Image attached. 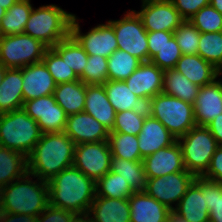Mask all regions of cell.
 I'll use <instances>...</instances> for the list:
<instances>
[{
	"instance_id": "6da1fadb",
	"label": "cell",
	"mask_w": 222,
	"mask_h": 222,
	"mask_svg": "<svg viewBox=\"0 0 222 222\" xmlns=\"http://www.w3.org/2000/svg\"><path fill=\"white\" fill-rule=\"evenodd\" d=\"M47 183L50 205L77 215L88 213L96 196V182L81 170L68 167Z\"/></svg>"
},
{
	"instance_id": "7a4b0ae2",
	"label": "cell",
	"mask_w": 222,
	"mask_h": 222,
	"mask_svg": "<svg viewBox=\"0 0 222 222\" xmlns=\"http://www.w3.org/2000/svg\"><path fill=\"white\" fill-rule=\"evenodd\" d=\"M74 149V141L64 132L42 134L27 157V172L48 182L73 166Z\"/></svg>"
},
{
	"instance_id": "3957f363",
	"label": "cell",
	"mask_w": 222,
	"mask_h": 222,
	"mask_svg": "<svg viewBox=\"0 0 222 222\" xmlns=\"http://www.w3.org/2000/svg\"><path fill=\"white\" fill-rule=\"evenodd\" d=\"M1 189L4 212L38 216L49 205L47 181L29 172Z\"/></svg>"
},
{
	"instance_id": "277c9868",
	"label": "cell",
	"mask_w": 222,
	"mask_h": 222,
	"mask_svg": "<svg viewBox=\"0 0 222 222\" xmlns=\"http://www.w3.org/2000/svg\"><path fill=\"white\" fill-rule=\"evenodd\" d=\"M73 16L55 4L33 7L24 34L38 39L48 48L54 47L70 35Z\"/></svg>"
},
{
	"instance_id": "5b68a950",
	"label": "cell",
	"mask_w": 222,
	"mask_h": 222,
	"mask_svg": "<svg viewBox=\"0 0 222 222\" xmlns=\"http://www.w3.org/2000/svg\"><path fill=\"white\" fill-rule=\"evenodd\" d=\"M41 135L38 123L22 108L0 114V146L28 157Z\"/></svg>"
},
{
	"instance_id": "8992f818",
	"label": "cell",
	"mask_w": 222,
	"mask_h": 222,
	"mask_svg": "<svg viewBox=\"0 0 222 222\" xmlns=\"http://www.w3.org/2000/svg\"><path fill=\"white\" fill-rule=\"evenodd\" d=\"M148 114L158 119L177 139L196 126L193 104L165 95L152 97L146 104Z\"/></svg>"
},
{
	"instance_id": "52a82bcc",
	"label": "cell",
	"mask_w": 222,
	"mask_h": 222,
	"mask_svg": "<svg viewBox=\"0 0 222 222\" xmlns=\"http://www.w3.org/2000/svg\"><path fill=\"white\" fill-rule=\"evenodd\" d=\"M182 149L184 165L195 176H202L209 167L217 140L206 126H195L177 139Z\"/></svg>"
},
{
	"instance_id": "ba28073f",
	"label": "cell",
	"mask_w": 222,
	"mask_h": 222,
	"mask_svg": "<svg viewBox=\"0 0 222 222\" xmlns=\"http://www.w3.org/2000/svg\"><path fill=\"white\" fill-rule=\"evenodd\" d=\"M38 39L27 34L0 37V62L6 68L21 69L41 62L47 50Z\"/></svg>"
},
{
	"instance_id": "9c48e42d",
	"label": "cell",
	"mask_w": 222,
	"mask_h": 222,
	"mask_svg": "<svg viewBox=\"0 0 222 222\" xmlns=\"http://www.w3.org/2000/svg\"><path fill=\"white\" fill-rule=\"evenodd\" d=\"M118 20H109L113 26L118 49L123 50L142 62L149 61L147 31L134 10H129Z\"/></svg>"
},
{
	"instance_id": "30bf717a",
	"label": "cell",
	"mask_w": 222,
	"mask_h": 222,
	"mask_svg": "<svg viewBox=\"0 0 222 222\" xmlns=\"http://www.w3.org/2000/svg\"><path fill=\"white\" fill-rule=\"evenodd\" d=\"M195 178L196 176L187 170L147 178L145 192L173 211Z\"/></svg>"
},
{
	"instance_id": "8fae6325",
	"label": "cell",
	"mask_w": 222,
	"mask_h": 222,
	"mask_svg": "<svg viewBox=\"0 0 222 222\" xmlns=\"http://www.w3.org/2000/svg\"><path fill=\"white\" fill-rule=\"evenodd\" d=\"M77 20L79 21L74 14L70 26V35L88 55H101L108 58L118 49L113 26L108 21L105 24L94 26L84 34Z\"/></svg>"
},
{
	"instance_id": "7c38bea8",
	"label": "cell",
	"mask_w": 222,
	"mask_h": 222,
	"mask_svg": "<svg viewBox=\"0 0 222 222\" xmlns=\"http://www.w3.org/2000/svg\"><path fill=\"white\" fill-rule=\"evenodd\" d=\"M112 154L108 141L75 145L73 166L95 182L110 171Z\"/></svg>"
},
{
	"instance_id": "4fadbf2b",
	"label": "cell",
	"mask_w": 222,
	"mask_h": 222,
	"mask_svg": "<svg viewBox=\"0 0 222 222\" xmlns=\"http://www.w3.org/2000/svg\"><path fill=\"white\" fill-rule=\"evenodd\" d=\"M140 17L147 32H174L184 21L171 0H141Z\"/></svg>"
},
{
	"instance_id": "5bb4252c",
	"label": "cell",
	"mask_w": 222,
	"mask_h": 222,
	"mask_svg": "<svg viewBox=\"0 0 222 222\" xmlns=\"http://www.w3.org/2000/svg\"><path fill=\"white\" fill-rule=\"evenodd\" d=\"M22 109L38 123L42 134L64 132L67 115L53 94L24 101Z\"/></svg>"
},
{
	"instance_id": "9a60e30c",
	"label": "cell",
	"mask_w": 222,
	"mask_h": 222,
	"mask_svg": "<svg viewBox=\"0 0 222 222\" xmlns=\"http://www.w3.org/2000/svg\"><path fill=\"white\" fill-rule=\"evenodd\" d=\"M164 70L151 61L141 65L125 80L131 92L138 96L145 104L163 90Z\"/></svg>"
},
{
	"instance_id": "2e32d148",
	"label": "cell",
	"mask_w": 222,
	"mask_h": 222,
	"mask_svg": "<svg viewBox=\"0 0 222 222\" xmlns=\"http://www.w3.org/2000/svg\"><path fill=\"white\" fill-rule=\"evenodd\" d=\"M142 163L147 178L186 171L181 145L178 141L146 156L142 159Z\"/></svg>"
},
{
	"instance_id": "e0dca14e",
	"label": "cell",
	"mask_w": 222,
	"mask_h": 222,
	"mask_svg": "<svg viewBox=\"0 0 222 222\" xmlns=\"http://www.w3.org/2000/svg\"><path fill=\"white\" fill-rule=\"evenodd\" d=\"M109 130L91 115L81 112L67 116L64 133L75 145L88 142L108 141Z\"/></svg>"
},
{
	"instance_id": "ac0fdd59",
	"label": "cell",
	"mask_w": 222,
	"mask_h": 222,
	"mask_svg": "<svg viewBox=\"0 0 222 222\" xmlns=\"http://www.w3.org/2000/svg\"><path fill=\"white\" fill-rule=\"evenodd\" d=\"M219 79V80H218ZM194 117L197 126H207L219 114H222V79L200 87L193 103Z\"/></svg>"
},
{
	"instance_id": "d6986e66",
	"label": "cell",
	"mask_w": 222,
	"mask_h": 222,
	"mask_svg": "<svg viewBox=\"0 0 222 222\" xmlns=\"http://www.w3.org/2000/svg\"><path fill=\"white\" fill-rule=\"evenodd\" d=\"M24 101L52 95L57 86L43 61L22 68Z\"/></svg>"
},
{
	"instance_id": "ffe728a7",
	"label": "cell",
	"mask_w": 222,
	"mask_h": 222,
	"mask_svg": "<svg viewBox=\"0 0 222 222\" xmlns=\"http://www.w3.org/2000/svg\"><path fill=\"white\" fill-rule=\"evenodd\" d=\"M176 141L177 138L158 119L149 114L146 116L142 130L138 134V148L142 159Z\"/></svg>"
},
{
	"instance_id": "44dd1931",
	"label": "cell",
	"mask_w": 222,
	"mask_h": 222,
	"mask_svg": "<svg viewBox=\"0 0 222 222\" xmlns=\"http://www.w3.org/2000/svg\"><path fill=\"white\" fill-rule=\"evenodd\" d=\"M87 216L90 222H130L129 198L95 196Z\"/></svg>"
},
{
	"instance_id": "7402d4cb",
	"label": "cell",
	"mask_w": 222,
	"mask_h": 222,
	"mask_svg": "<svg viewBox=\"0 0 222 222\" xmlns=\"http://www.w3.org/2000/svg\"><path fill=\"white\" fill-rule=\"evenodd\" d=\"M130 222H164L171 210L145 191L134 192L129 197Z\"/></svg>"
},
{
	"instance_id": "603a6c76",
	"label": "cell",
	"mask_w": 222,
	"mask_h": 222,
	"mask_svg": "<svg viewBox=\"0 0 222 222\" xmlns=\"http://www.w3.org/2000/svg\"><path fill=\"white\" fill-rule=\"evenodd\" d=\"M173 211L188 222H209V210L201 193V176H196Z\"/></svg>"
},
{
	"instance_id": "cb8c5ba5",
	"label": "cell",
	"mask_w": 222,
	"mask_h": 222,
	"mask_svg": "<svg viewBox=\"0 0 222 222\" xmlns=\"http://www.w3.org/2000/svg\"><path fill=\"white\" fill-rule=\"evenodd\" d=\"M83 112L91 115L109 131L113 129L116 111L108 100L103 84L86 85Z\"/></svg>"
},
{
	"instance_id": "d4e9b609",
	"label": "cell",
	"mask_w": 222,
	"mask_h": 222,
	"mask_svg": "<svg viewBox=\"0 0 222 222\" xmlns=\"http://www.w3.org/2000/svg\"><path fill=\"white\" fill-rule=\"evenodd\" d=\"M175 69L199 87L211 84L220 77L219 70L198 54L182 55Z\"/></svg>"
},
{
	"instance_id": "484cf974",
	"label": "cell",
	"mask_w": 222,
	"mask_h": 222,
	"mask_svg": "<svg viewBox=\"0 0 222 222\" xmlns=\"http://www.w3.org/2000/svg\"><path fill=\"white\" fill-rule=\"evenodd\" d=\"M22 68H7L0 84V114L23 107Z\"/></svg>"
},
{
	"instance_id": "4316f807",
	"label": "cell",
	"mask_w": 222,
	"mask_h": 222,
	"mask_svg": "<svg viewBox=\"0 0 222 222\" xmlns=\"http://www.w3.org/2000/svg\"><path fill=\"white\" fill-rule=\"evenodd\" d=\"M53 95L67 116L81 113L85 107L86 84L81 80L61 83L56 86Z\"/></svg>"
},
{
	"instance_id": "83f0119b",
	"label": "cell",
	"mask_w": 222,
	"mask_h": 222,
	"mask_svg": "<svg viewBox=\"0 0 222 222\" xmlns=\"http://www.w3.org/2000/svg\"><path fill=\"white\" fill-rule=\"evenodd\" d=\"M199 90L200 87L198 85L192 83L176 69H168L164 71L163 94L193 104L197 98Z\"/></svg>"
},
{
	"instance_id": "f1b7e54d",
	"label": "cell",
	"mask_w": 222,
	"mask_h": 222,
	"mask_svg": "<svg viewBox=\"0 0 222 222\" xmlns=\"http://www.w3.org/2000/svg\"><path fill=\"white\" fill-rule=\"evenodd\" d=\"M108 100L116 112L147 109L146 104L134 93L125 81H110L103 84Z\"/></svg>"
},
{
	"instance_id": "f546056e",
	"label": "cell",
	"mask_w": 222,
	"mask_h": 222,
	"mask_svg": "<svg viewBox=\"0 0 222 222\" xmlns=\"http://www.w3.org/2000/svg\"><path fill=\"white\" fill-rule=\"evenodd\" d=\"M31 0H18L5 13L0 22V37L23 34L33 9Z\"/></svg>"
},
{
	"instance_id": "4dcf8cb0",
	"label": "cell",
	"mask_w": 222,
	"mask_h": 222,
	"mask_svg": "<svg viewBox=\"0 0 222 222\" xmlns=\"http://www.w3.org/2000/svg\"><path fill=\"white\" fill-rule=\"evenodd\" d=\"M27 172V157L0 146V187H4Z\"/></svg>"
},
{
	"instance_id": "1f68e13d",
	"label": "cell",
	"mask_w": 222,
	"mask_h": 222,
	"mask_svg": "<svg viewBox=\"0 0 222 222\" xmlns=\"http://www.w3.org/2000/svg\"><path fill=\"white\" fill-rule=\"evenodd\" d=\"M110 171L121 175V178L126 180L135 192L145 191L147 177L142 161L112 157Z\"/></svg>"
},
{
	"instance_id": "d6a6232c",
	"label": "cell",
	"mask_w": 222,
	"mask_h": 222,
	"mask_svg": "<svg viewBox=\"0 0 222 222\" xmlns=\"http://www.w3.org/2000/svg\"><path fill=\"white\" fill-rule=\"evenodd\" d=\"M52 48L75 71L78 77L83 74L84 67L87 65L88 54L71 35Z\"/></svg>"
},
{
	"instance_id": "836d02e7",
	"label": "cell",
	"mask_w": 222,
	"mask_h": 222,
	"mask_svg": "<svg viewBox=\"0 0 222 222\" xmlns=\"http://www.w3.org/2000/svg\"><path fill=\"white\" fill-rule=\"evenodd\" d=\"M141 63L140 59L123 50L117 49L107 60L108 80L125 81Z\"/></svg>"
},
{
	"instance_id": "e575fe53",
	"label": "cell",
	"mask_w": 222,
	"mask_h": 222,
	"mask_svg": "<svg viewBox=\"0 0 222 222\" xmlns=\"http://www.w3.org/2000/svg\"><path fill=\"white\" fill-rule=\"evenodd\" d=\"M108 144L112 157H118L129 161H142L138 148V136L109 132Z\"/></svg>"
},
{
	"instance_id": "d590c367",
	"label": "cell",
	"mask_w": 222,
	"mask_h": 222,
	"mask_svg": "<svg viewBox=\"0 0 222 222\" xmlns=\"http://www.w3.org/2000/svg\"><path fill=\"white\" fill-rule=\"evenodd\" d=\"M96 196L106 198H129L135 191L129 183L121 178V175L107 172L102 178L96 181Z\"/></svg>"
},
{
	"instance_id": "8d00e7d4",
	"label": "cell",
	"mask_w": 222,
	"mask_h": 222,
	"mask_svg": "<svg viewBox=\"0 0 222 222\" xmlns=\"http://www.w3.org/2000/svg\"><path fill=\"white\" fill-rule=\"evenodd\" d=\"M197 54L220 70L222 67V31L201 33Z\"/></svg>"
},
{
	"instance_id": "74e56055",
	"label": "cell",
	"mask_w": 222,
	"mask_h": 222,
	"mask_svg": "<svg viewBox=\"0 0 222 222\" xmlns=\"http://www.w3.org/2000/svg\"><path fill=\"white\" fill-rule=\"evenodd\" d=\"M56 84L80 80L75 71L70 68L61 56L51 47L47 48L42 60Z\"/></svg>"
},
{
	"instance_id": "f35d334b",
	"label": "cell",
	"mask_w": 222,
	"mask_h": 222,
	"mask_svg": "<svg viewBox=\"0 0 222 222\" xmlns=\"http://www.w3.org/2000/svg\"><path fill=\"white\" fill-rule=\"evenodd\" d=\"M147 115V109L116 112L115 123L110 132L138 136L142 130V126Z\"/></svg>"
},
{
	"instance_id": "ab89813d",
	"label": "cell",
	"mask_w": 222,
	"mask_h": 222,
	"mask_svg": "<svg viewBox=\"0 0 222 222\" xmlns=\"http://www.w3.org/2000/svg\"><path fill=\"white\" fill-rule=\"evenodd\" d=\"M201 193L209 210V222H222V184L201 176Z\"/></svg>"
},
{
	"instance_id": "60d3db41",
	"label": "cell",
	"mask_w": 222,
	"mask_h": 222,
	"mask_svg": "<svg viewBox=\"0 0 222 222\" xmlns=\"http://www.w3.org/2000/svg\"><path fill=\"white\" fill-rule=\"evenodd\" d=\"M108 58L101 55H88L87 65L79 77L86 85L104 84L108 81Z\"/></svg>"
},
{
	"instance_id": "b9f144b4",
	"label": "cell",
	"mask_w": 222,
	"mask_h": 222,
	"mask_svg": "<svg viewBox=\"0 0 222 222\" xmlns=\"http://www.w3.org/2000/svg\"><path fill=\"white\" fill-rule=\"evenodd\" d=\"M201 32L189 20H184L174 31L182 55L197 54Z\"/></svg>"
},
{
	"instance_id": "7bdbcfd3",
	"label": "cell",
	"mask_w": 222,
	"mask_h": 222,
	"mask_svg": "<svg viewBox=\"0 0 222 222\" xmlns=\"http://www.w3.org/2000/svg\"><path fill=\"white\" fill-rule=\"evenodd\" d=\"M189 21L201 33L222 31V14L210 4L201 8Z\"/></svg>"
},
{
	"instance_id": "ee69618b",
	"label": "cell",
	"mask_w": 222,
	"mask_h": 222,
	"mask_svg": "<svg viewBox=\"0 0 222 222\" xmlns=\"http://www.w3.org/2000/svg\"><path fill=\"white\" fill-rule=\"evenodd\" d=\"M181 56L182 52L173 36L150 61L165 71L175 69Z\"/></svg>"
},
{
	"instance_id": "f6af8a7d",
	"label": "cell",
	"mask_w": 222,
	"mask_h": 222,
	"mask_svg": "<svg viewBox=\"0 0 222 222\" xmlns=\"http://www.w3.org/2000/svg\"><path fill=\"white\" fill-rule=\"evenodd\" d=\"M77 214L62 208L48 205L43 212L37 216V222H72Z\"/></svg>"
},
{
	"instance_id": "bcb514c9",
	"label": "cell",
	"mask_w": 222,
	"mask_h": 222,
	"mask_svg": "<svg viewBox=\"0 0 222 222\" xmlns=\"http://www.w3.org/2000/svg\"><path fill=\"white\" fill-rule=\"evenodd\" d=\"M175 9L184 20H189L201 8L209 5L210 0H171Z\"/></svg>"
},
{
	"instance_id": "7dc6e473",
	"label": "cell",
	"mask_w": 222,
	"mask_h": 222,
	"mask_svg": "<svg viewBox=\"0 0 222 222\" xmlns=\"http://www.w3.org/2000/svg\"><path fill=\"white\" fill-rule=\"evenodd\" d=\"M173 36L174 32H147L149 61L158 53V50L162 48Z\"/></svg>"
},
{
	"instance_id": "c3c4849f",
	"label": "cell",
	"mask_w": 222,
	"mask_h": 222,
	"mask_svg": "<svg viewBox=\"0 0 222 222\" xmlns=\"http://www.w3.org/2000/svg\"><path fill=\"white\" fill-rule=\"evenodd\" d=\"M202 177L222 184V147L219 146L215 150L209 167Z\"/></svg>"
},
{
	"instance_id": "681fc988",
	"label": "cell",
	"mask_w": 222,
	"mask_h": 222,
	"mask_svg": "<svg viewBox=\"0 0 222 222\" xmlns=\"http://www.w3.org/2000/svg\"><path fill=\"white\" fill-rule=\"evenodd\" d=\"M0 222H37V216L3 212L0 215Z\"/></svg>"
},
{
	"instance_id": "f907efd6",
	"label": "cell",
	"mask_w": 222,
	"mask_h": 222,
	"mask_svg": "<svg viewBox=\"0 0 222 222\" xmlns=\"http://www.w3.org/2000/svg\"><path fill=\"white\" fill-rule=\"evenodd\" d=\"M214 138L217 140V143L222 147V114H219L210 124L206 126Z\"/></svg>"
},
{
	"instance_id": "816d5d0a",
	"label": "cell",
	"mask_w": 222,
	"mask_h": 222,
	"mask_svg": "<svg viewBox=\"0 0 222 222\" xmlns=\"http://www.w3.org/2000/svg\"><path fill=\"white\" fill-rule=\"evenodd\" d=\"M18 0H0V5L2 8H4L6 11L14 5Z\"/></svg>"
},
{
	"instance_id": "f5cc1de1",
	"label": "cell",
	"mask_w": 222,
	"mask_h": 222,
	"mask_svg": "<svg viewBox=\"0 0 222 222\" xmlns=\"http://www.w3.org/2000/svg\"><path fill=\"white\" fill-rule=\"evenodd\" d=\"M209 4L222 14V0H210Z\"/></svg>"
},
{
	"instance_id": "db71d44e",
	"label": "cell",
	"mask_w": 222,
	"mask_h": 222,
	"mask_svg": "<svg viewBox=\"0 0 222 222\" xmlns=\"http://www.w3.org/2000/svg\"><path fill=\"white\" fill-rule=\"evenodd\" d=\"M164 222H180V216L171 211L169 217Z\"/></svg>"
},
{
	"instance_id": "11a10c76",
	"label": "cell",
	"mask_w": 222,
	"mask_h": 222,
	"mask_svg": "<svg viewBox=\"0 0 222 222\" xmlns=\"http://www.w3.org/2000/svg\"><path fill=\"white\" fill-rule=\"evenodd\" d=\"M72 222H90L89 217L87 214L85 215H77Z\"/></svg>"
},
{
	"instance_id": "9f6ffc18",
	"label": "cell",
	"mask_w": 222,
	"mask_h": 222,
	"mask_svg": "<svg viewBox=\"0 0 222 222\" xmlns=\"http://www.w3.org/2000/svg\"><path fill=\"white\" fill-rule=\"evenodd\" d=\"M6 69L7 68L0 62V84L2 83Z\"/></svg>"
},
{
	"instance_id": "6f0895ef",
	"label": "cell",
	"mask_w": 222,
	"mask_h": 222,
	"mask_svg": "<svg viewBox=\"0 0 222 222\" xmlns=\"http://www.w3.org/2000/svg\"><path fill=\"white\" fill-rule=\"evenodd\" d=\"M4 212V206H3V193L2 189L0 187V215Z\"/></svg>"
},
{
	"instance_id": "680465c9",
	"label": "cell",
	"mask_w": 222,
	"mask_h": 222,
	"mask_svg": "<svg viewBox=\"0 0 222 222\" xmlns=\"http://www.w3.org/2000/svg\"><path fill=\"white\" fill-rule=\"evenodd\" d=\"M6 10L4 8H2V6L0 5V22L1 19L5 16Z\"/></svg>"
},
{
	"instance_id": "91938a15",
	"label": "cell",
	"mask_w": 222,
	"mask_h": 222,
	"mask_svg": "<svg viewBox=\"0 0 222 222\" xmlns=\"http://www.w3.org/2000/svg\"><path fill=\"white\" fill-rule=\"evenodd\" d=\"M180 222H188V221L185 220L183 217L180 216Z\"/></svg>"
},
{
	"instance_id": "94428289",
	"label": "cell",
	"mask_w": 222,
	"mask_h": 222,
	"mask_svg": "<svg viewBox=\"0 0 222 222\" xmlns=\"http://www.w3.org/2000/svg\"><path fill=\"white\" fill-rule=\"evenodd\" d=\"M219 75H222V67L219 70Z\"/></svg>"
}]
</instances>
